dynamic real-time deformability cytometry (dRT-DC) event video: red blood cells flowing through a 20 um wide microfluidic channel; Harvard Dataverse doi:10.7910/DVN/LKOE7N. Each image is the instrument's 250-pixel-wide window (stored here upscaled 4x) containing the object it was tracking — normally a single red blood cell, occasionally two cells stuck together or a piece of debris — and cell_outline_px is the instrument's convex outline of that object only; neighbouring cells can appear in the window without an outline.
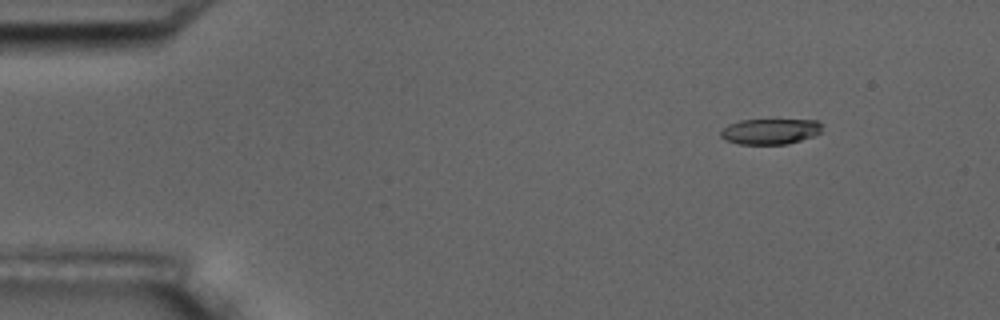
{"species": "common noctule bat (a hibernating species)", "species_latin": "Nyctalus noctula", "temperature_condition": "room temperature", "stored_images_in_passage": 5, "segment_of_instrument_passage": [1, 2], "camera_frame_rate_fps": 3000, "um_per_image_px": 0.085, "animal": {"sex": "male", "body_mass_g": 17.5, "forearm_length_mm": 52.3}, "frame": {"image": 1, "passage_image": 1, "time_ms": 0.0, "image_size_px": [1000, 320], "cell_outline_px": [[820, 132], [816, 136], [788, 144], [740, 144], [724, 140], [720, 136], [720, 132], [728, 124], [740, 120], [816, 120], [820, 124]], "centroid_in_image_um": [65.45, 11.18], "position_along_channel_um": 19.6, "area_um2": 15.14}}